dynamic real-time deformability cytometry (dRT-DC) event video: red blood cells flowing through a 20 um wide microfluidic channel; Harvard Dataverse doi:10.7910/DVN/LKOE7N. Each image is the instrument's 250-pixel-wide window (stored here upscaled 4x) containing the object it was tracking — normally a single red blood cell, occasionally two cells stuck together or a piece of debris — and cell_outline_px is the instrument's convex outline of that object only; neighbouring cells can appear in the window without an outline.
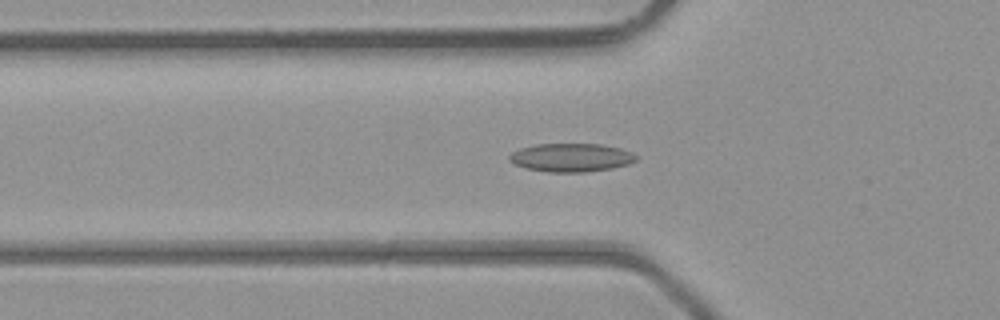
{"species": "common noctule bat (a hibernating species)", "species_latin": "Nyctalus noctula", "temperature_condition": "room temperature", "stored_images_in_passage": 46, "camera_frame_rate_fps": 3000, "um_per_image_px": 0.085, "animal": {"sex": "male", "body_mass_g": 23.1, "forearm_length_mm": 52.7}, "frame": {"image": 1, "passage_image": 16, "time_ms": 5.0, "image_size_px": [1000, 320], "cell_outline_px": [[640, 156], [636, 160], [628, 164], [612, 168], [584, 172], [548, 172], [528, 168], [512, 164], [508, 160], [508, 156], [512, 152], [520, 148], [536, 144], [600, 144], [620, 148], [632, 152]], "centroid_in_image_um": [48.55, 13.39], "position_along_channel_um": 77.3, "area_um2": 21.1}}
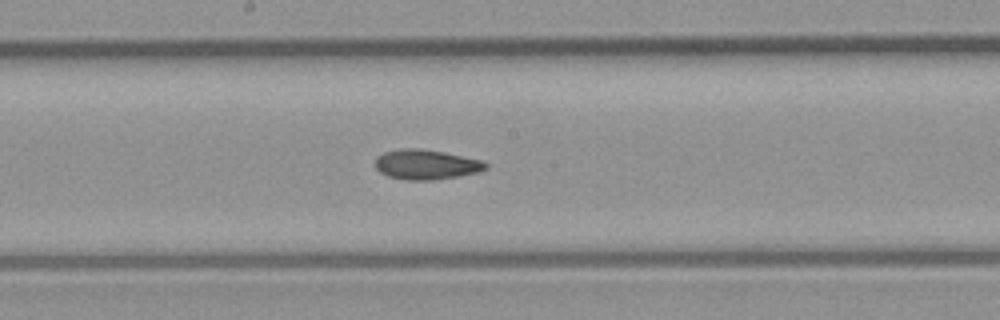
{"frame": {"image": 2, "passage_image": 25, "time_ms": 8.0, "image_size_px": [1000, 320], "cell_outline_px": [[488, 168], [480, 172], [432, 180], [408, 180], [388, 176], [380, 172], [376, 168], [376, 156], [384, 152], [400, 148], [420, 148], [444, 152], [480, 160], [488, 164]], "centroid_in_image_um": [36.21, 13.97], "position_along_channel_um": 212.0, "area_um2": 19.19}}
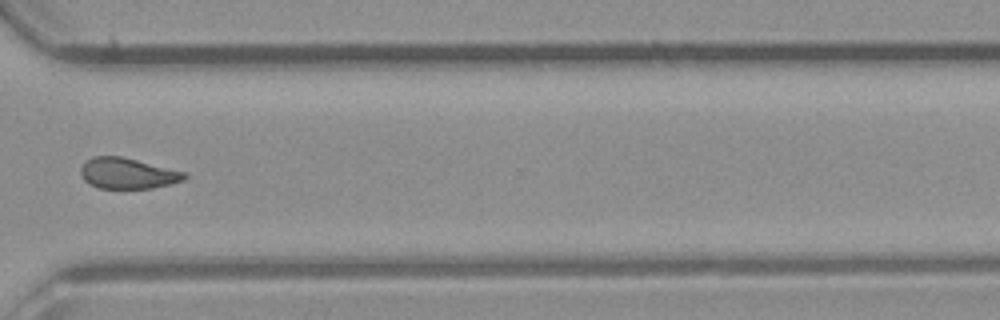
{"frame": {"image": 3, "passage_image": 35, "time_ms": 11.333, "image_size_px": [1000, 320], "cell_outline_px": [[188, 176], [184, 180], [152, 188], [100, 188], [88, 184], [84, 180], [80, 172], [80, 168], [84, 160], [92, 156], [120, 156], [188, 172]], "centroid_in_image_um": [10.83, 14.72], "position_along_channel_um": 359.8, "area_um2": 18.79}, "authors_computed_cell_mechanics": {"area_um2": 19.2474, "velocity_mm_per_s": 4.4482, "shape_relaxation_time_tau1_ms": null, "shape_relaxation_time_tau2_ms": 3.6328, "deformation_change_tau1": null, "deformation_change_tau2": 0.0992}}